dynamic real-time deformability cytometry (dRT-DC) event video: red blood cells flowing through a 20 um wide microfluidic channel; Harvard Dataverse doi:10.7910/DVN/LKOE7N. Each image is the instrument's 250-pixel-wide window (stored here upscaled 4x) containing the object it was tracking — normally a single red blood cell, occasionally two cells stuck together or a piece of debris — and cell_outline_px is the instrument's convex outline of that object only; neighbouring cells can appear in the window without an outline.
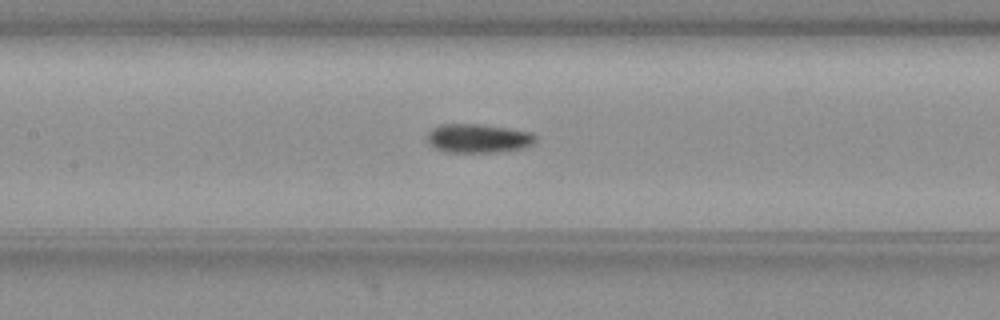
{"species": "common noctule bat (a hibernating species)", "species_latin": "Nyctalus noctula", "temperature_condition": "warm", "stored_images_in_passage": 52, "camera_frame_rate_fps": 3000, "um_per_image_px": 0.085, "animal": {"sex": "female", "body_mass_g": 19.3, "forearm_length_mm": 54.1}, "frame": {"image": 1, "passage_image": 25, "time_ms": 8.0, "image_size_px": [1000, 320], "cell_outline_px": [[536, 140], [532, 144], [524, 148], [496, 152], [444, 152], [428, 144], [428, 132], [432, 128], [440, 124], [480, 124], [532, 132], [536, 136]], "centroid_in_image_um": [40.64, 11.76], "position_along_channel_um": 166.8, "area_um2": 18.26}}
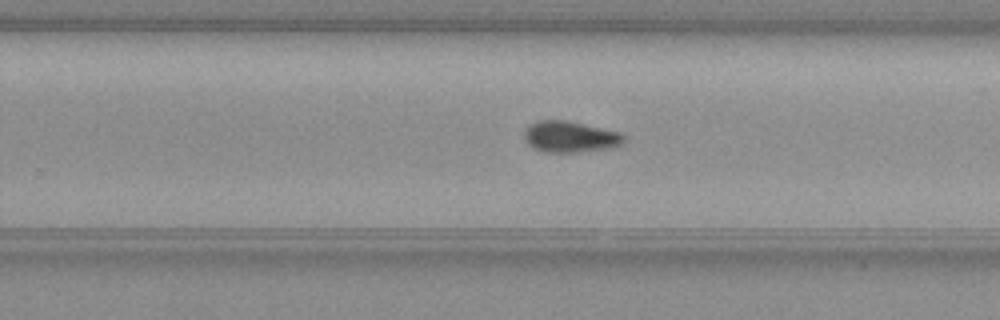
{"frame": {"image": 2, "passage_image": 34, "time_ms": 11.0, "image_size_px": [1000, 320], "cell_outline_px": [[624, 144], [608, 148], [580, 152], [544, 152], [532, 148], [524, 140], [524, 132], [528, 124], [536, 120], [568, 120], [620, 132], [624, 136]], "centroid_in_image_um": [48.42, 11.62], "position_along_channel_um": 281.4, "area_um2": 18.38}}
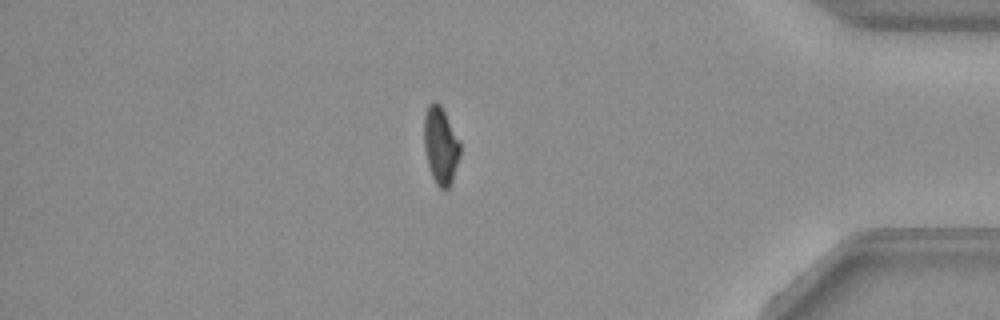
{"frame": {"image": 3, "passage_image": 46, "time_ms": 15.0, "image_size_px": [1000, 320], "cell_outline_px": [[460, 156], [452, 180], [448, 188], [440, 188], [436, 184], [432, 176], [428, 164], [424, 148], [424, 116], [428, 104], [432, 100], [436, 100], [440, 104], [460, 140]], "centroid_in_image_um": [37.45, 12.32], "position_along_channel_um": 397.8, "area_um2": 16.3}, "authors_computed_cell_mechanics": {"area_um2": 17.4556, "velocity_mm_per_s": 3.8488, "shape_relaxation_time_tau1_ms": 5.0113, "shape_relaxation_time_tau2_ms": 2.2854, "deformation_change_tau1": 0.1556, "deformation_change_tau2": 0.0671}}